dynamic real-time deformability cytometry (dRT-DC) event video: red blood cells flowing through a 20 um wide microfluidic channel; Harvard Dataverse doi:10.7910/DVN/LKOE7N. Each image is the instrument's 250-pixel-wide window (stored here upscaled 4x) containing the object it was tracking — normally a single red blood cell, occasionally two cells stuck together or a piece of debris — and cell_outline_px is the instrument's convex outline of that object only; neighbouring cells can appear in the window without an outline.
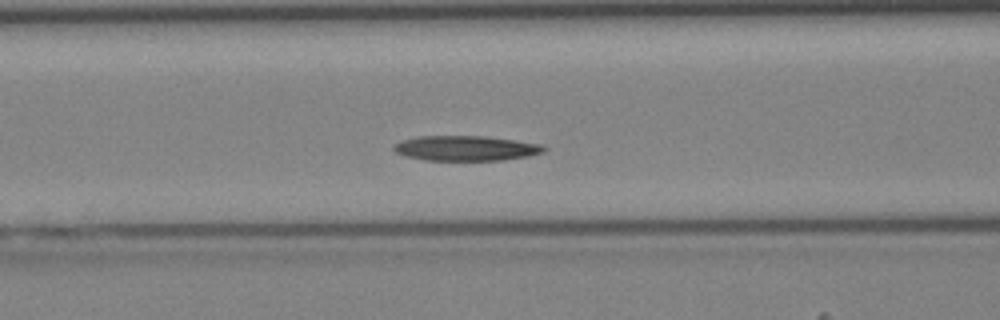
{"species": "Egyptian fruit bat (a non-hibernating species)", "species_latin": "Rousettus aegyptiacus", "temperature_condition": "cold", "stored_images_in_passage": 36, "segment_of_instrument_passage": [1, 2], "camera_frame_rate_fps": 3000, "um_per_image_px": 0.085, "animal": {"sex": "female"}, "frame": {"image": 1, "passage_image": 9, "time_ms": 2.667, "image_size_px": [1000, 320], "cell_outline_px": [[548, 148], [544, 152], [528, 156], [500, 160], [424, 160], [404, 156], [396, 152], [392, 148], [400, 140], [416, 136], [484, 136], [544, 144]], "centroid_in_image_um": [39.6, 12.59], "position_along_channel_um": 127.0, "area_um2": 22.02}}
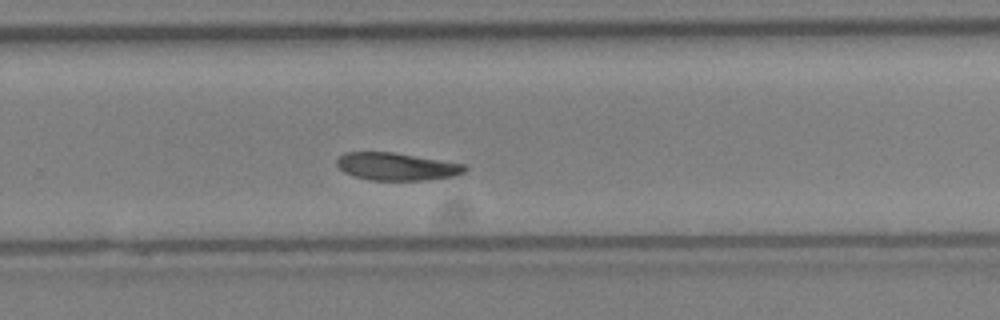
{"frame": {"image": 2, "passage_image": 20, "time_ms": 6.333, "image_size_px": [1000, 320], "cell_outline_px": [[468, 168], [464, 172], [452, 176], [428, 180], [368, 180], [352, 176], [344, 172], [336, 164], [336, 160], [344, 152], [392, 152], [464, 164]], "centroid_in_image_um": [33.67, 14.16], "position_along_channel_um": 296.1, "area_um2": 20.52}}
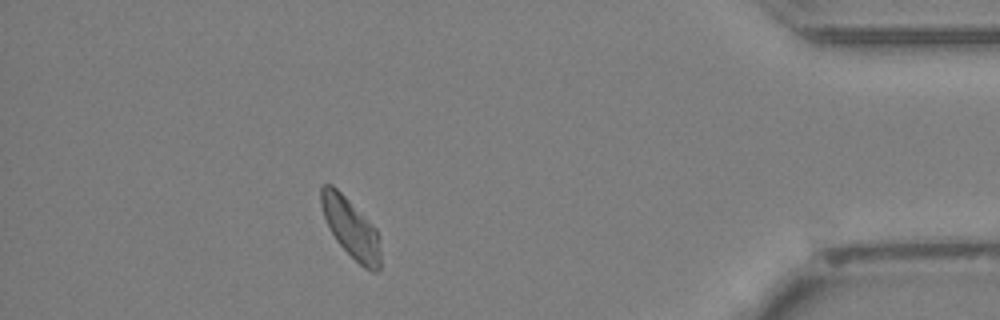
{"frame": {"image": 3, "passage_image": 30, "time_ms": 9.667, "image_size_px": [1000, 320], "cell_outline_px": [[380, 268], [376, 272], [372, 272], [364, 268], [336, 240], [324, 216], [320, 204], [320, 188], [324, 184], [332, 184], [376, 228], [380, 252]], "centroid_in_image_um": [29.81, 19.38], "position_along_channel_um": 405.4, "area_um2": 20.06}}